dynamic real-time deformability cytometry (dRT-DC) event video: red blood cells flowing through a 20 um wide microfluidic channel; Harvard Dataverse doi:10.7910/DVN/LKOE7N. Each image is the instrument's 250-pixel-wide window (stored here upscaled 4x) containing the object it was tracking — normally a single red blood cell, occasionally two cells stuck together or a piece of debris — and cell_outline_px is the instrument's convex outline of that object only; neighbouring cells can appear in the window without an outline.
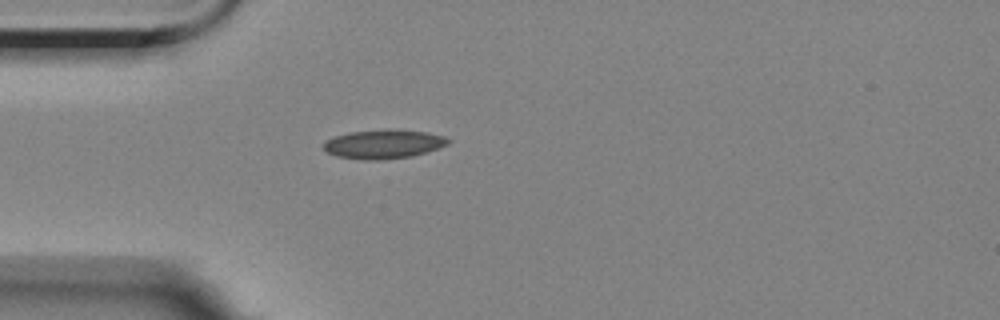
{"species": "Egyptian fruit bat (a non-hibernating species)", "species_latin": "Rousettus aegyptiacus", "temperature_condition": "room temperature", "stored_images_in_passage": 42, "camera_frame_rate_fps": 3000, "um_per_image_px": 0.085, "animal": {"sex": "female"}, "frame": {"image": 1, "passage_image": 1, "time_ms": 0.0, "image_size_px": [1000, 320], "cell_outline_px": [[452, 140], [448, 144], [424, 152], [408, 156], [380, 160], [364, 160], [336, 156], [328, 152], [324, 148], [324, 140], [336, 136], [352, 132], [428, 132], [444, 136]], "centroid_in_image_um": [32.57, 12.29], "position_along_channel_um": 52.4, "area_um2": 19.83}}
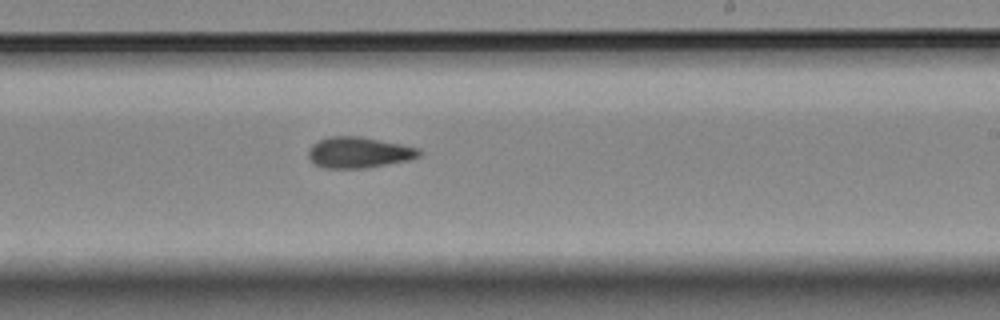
{"frame": {"image": 2, "passage_image": 19, "time_ms": 6.0, "image_size_px": [1000, 320], "cell_outline_px": [[420, 156], [408, 160], [364, 168], [324, 168], [312, 164], [308, 156], [308, 152], [312, 144], [316, 140], [328, 136], [360, 136], [420, 148]], "centroid_in_image_um": [30.44, 12.95], "position_along_channel_um": 258.6, "area_um2": 20.06}}
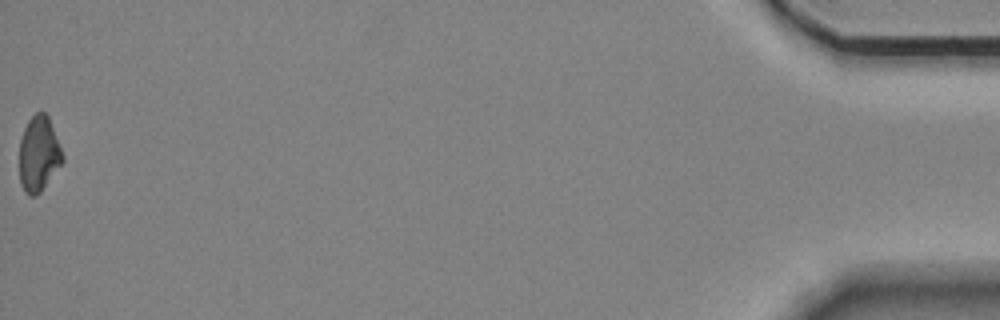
{"frame": {"image": 3, "passage_image": 42, "time_ms": 13.667, "image_size_px": [1000, 320], "cell_outline_px": [[64, 160], [40, 192], [36, 196], [28, 196], [24, 192], [20, 184], [20, 140], [24, 128], [28, 120], [36, 112], [44, 112], [48, 116], [64, 156]], "centroid_in_image_um": [3.28, 13.1], "position_along_channel_um": 431.9, "area_um2": 18.84}, "authors_computed_cell_mechanics": {"area_um2": 19.2763, "velocity_mm_per_s": 3.5371, "shape_relaxation_time_tau1_ms": 5.9612, "shape_relaxation_time_tau2_ms": 5.497, "deformation_change_tau1": 0.1386, "deformation_change_tau2": 0.1193}}